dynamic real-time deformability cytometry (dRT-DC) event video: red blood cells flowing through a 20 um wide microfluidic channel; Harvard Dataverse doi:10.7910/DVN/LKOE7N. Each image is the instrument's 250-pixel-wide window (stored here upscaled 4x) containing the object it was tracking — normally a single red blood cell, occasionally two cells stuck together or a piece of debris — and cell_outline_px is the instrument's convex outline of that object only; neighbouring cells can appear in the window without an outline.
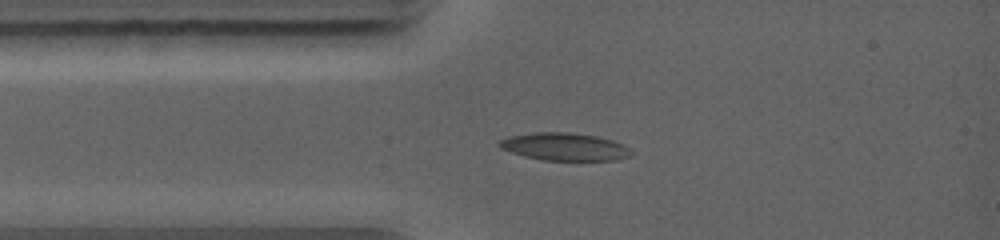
{"species": "common noctule bat (a hibernating species)", "species_latin": "Nyctalus noctula", "temperature_condition": "warm", "stored_images_in_passage": 15, "camera_frame_rate_fps": 5000, "um_per_image_px": 0.085, "animal": {"sex": "female", "body_mass_g": 19.0, "forearm_length_mm": 56.7}, "frame": {"image": 1, "passage_image": 3, "time_ms": 1.8, "image_size_px": [1000, 240], "cell_outline_px": [[632, 156], [616, 160], [540, 160], [524, 156], [500, 148], [496, 144], [500, 140], [508, 136], [536, 132], [568, 132], [596, 136], [612, 140], [628, 148], [632, 152]], "centroid_in_image_um": [47.95, 12.47], "position_along_channel_um": 37.0, "area_um2": 21.21}}
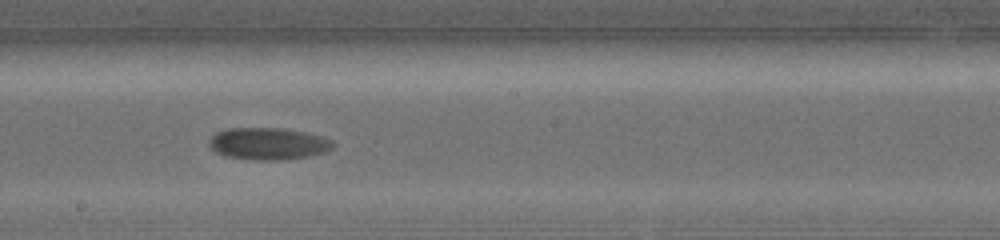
{"frame": {"image": 2, "passage_image": 8, "time_ms": 6.2, "image_size_px": [1000, 240], "cell_outline_px": [[336, 144], [332, 148], [324, 152], [308, 156], [288, 160], [256, 160], [224, 156], [216, 152], [208, 144], [208, 140], [216, 132], [228, 128], [284, 128], [304, 132], [320, 136], [332, 140]], "centroid_in_image_um": [22.79, 12.21], "position_along_channel_um": 225.4, "area_um2": 23.24}}
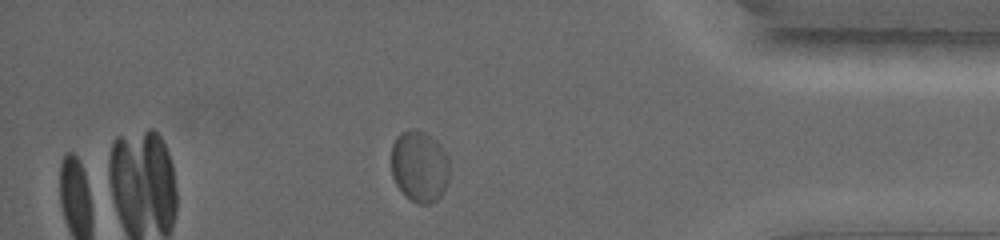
{"frame": {"image": 3, "passage_image": 13, "time_ms": 10.8, "image_size_px": [1000, 240], "cell_outline_px": [[448, 180], [444, 192], [436, 200], [428, 204], [416, 204], [404, 196], [396, 184], [392, 176], [392, 144], [396, 136], [400, 132], [408, 128], [416, 128], [432, 136], [444, 148], [448, 156]], "centroid_in_image_um": [35.65, 14.12], "position_along_channel_um": 399.6, "area_um2": 24.8}}